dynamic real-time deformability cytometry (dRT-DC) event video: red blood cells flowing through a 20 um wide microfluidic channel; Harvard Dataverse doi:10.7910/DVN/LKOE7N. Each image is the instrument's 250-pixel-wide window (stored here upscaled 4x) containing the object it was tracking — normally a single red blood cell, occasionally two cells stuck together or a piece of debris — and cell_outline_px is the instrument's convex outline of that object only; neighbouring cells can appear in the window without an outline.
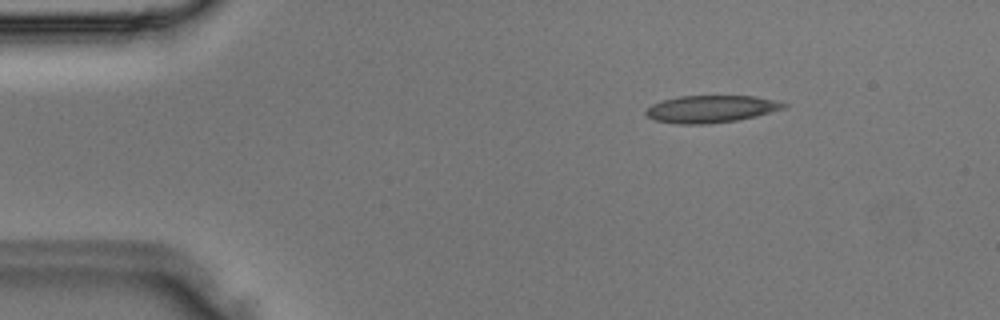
{"species": "Egyptian fruit bat (a non-hibernating species)", "species_latin": "Rousettus aegyptiacus", "temperature_condition": "room temperature", "stored_images_in_passage": 3, "camera_frame_rate_fps": 3000, "um_per_image_px": 0.085, "animal": {"sex": "male"}, "frame": {"image": 1, "passage_image": 2, "time_ms": 0.333, "image_size_px": [1000, 320], "cell_outline_px": [[788, 104], [784, 108], [756, 116], [736, 120], [704, 124], [676, 124], [652, 120], [644, 112], [652, 104], [664, 100], [680, 96], [756, 96], [776, 100]], "centroid_in_image_um": [60.42, 9.26], "position_along_channel_um": 24.6, "area_um2": 21.79}}